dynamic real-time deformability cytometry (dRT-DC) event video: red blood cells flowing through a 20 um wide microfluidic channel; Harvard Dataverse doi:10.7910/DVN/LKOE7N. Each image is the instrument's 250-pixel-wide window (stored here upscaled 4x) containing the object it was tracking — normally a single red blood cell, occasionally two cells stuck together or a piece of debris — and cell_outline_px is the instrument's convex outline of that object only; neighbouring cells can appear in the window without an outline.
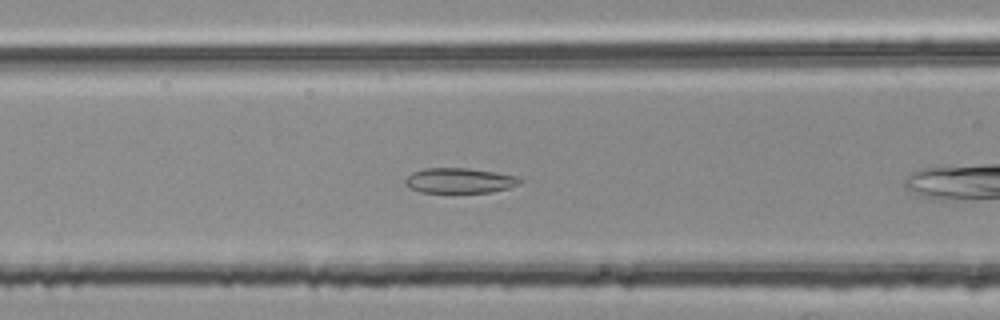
{"species": "common noctule bat (a hibernating species)", "species_latin": "Nyctalus noctula", "temperature_condition": "room temperature", "stored_images_in_passage": 11, "camera_frame_rate_fps": 3000, "um_per_image_px": 0.085, "animal": {"sex": "female", "body_mass_g": 25.1}, "frame": {"image": 1, "passage_image": 7, "time_ms": 2.0, "image_size_px": [1000, 320], "cell_outline_px": [[524, 180], [520, 184], [508, 188], [492, 192], [420, 192], [408, 188], [404, 184], [404, 180], [412, 172], [424, 168], [468, 168], [496, 172], [520, 176]], "centroid_in_image_um": [39.08, 15.34], "position_along_channel_um": 127.5, "area_um2": 17.05}}
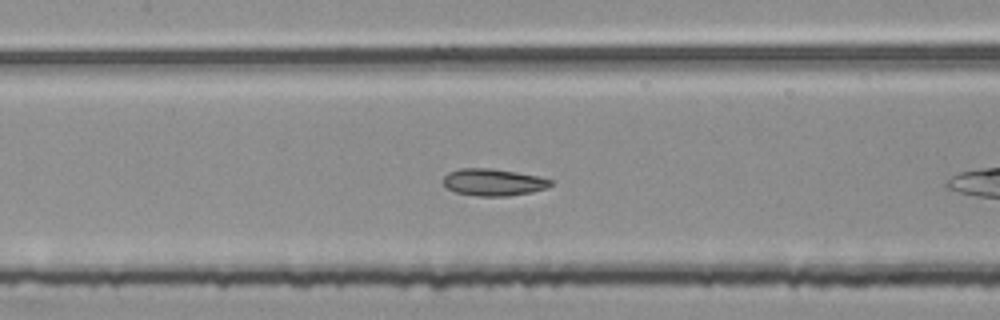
{"frame": {"image": 2, "passage_image": 10, "time_ms": 3.0, "image_size_px": [1000, 320], "cell_outline_px": [[552, 184], [544, 188], [532, 192], [508, 196], [476, 196], [456, 192], [448, 188], [444, 184], [444, 176], [448, 172], [460, 168], [492, 168], [540, 176], [552, 180]], "centroid_in_image_um": [41.93, 15.48], "position_along_channel_um": 165.5, "area_um2": 16.88}}